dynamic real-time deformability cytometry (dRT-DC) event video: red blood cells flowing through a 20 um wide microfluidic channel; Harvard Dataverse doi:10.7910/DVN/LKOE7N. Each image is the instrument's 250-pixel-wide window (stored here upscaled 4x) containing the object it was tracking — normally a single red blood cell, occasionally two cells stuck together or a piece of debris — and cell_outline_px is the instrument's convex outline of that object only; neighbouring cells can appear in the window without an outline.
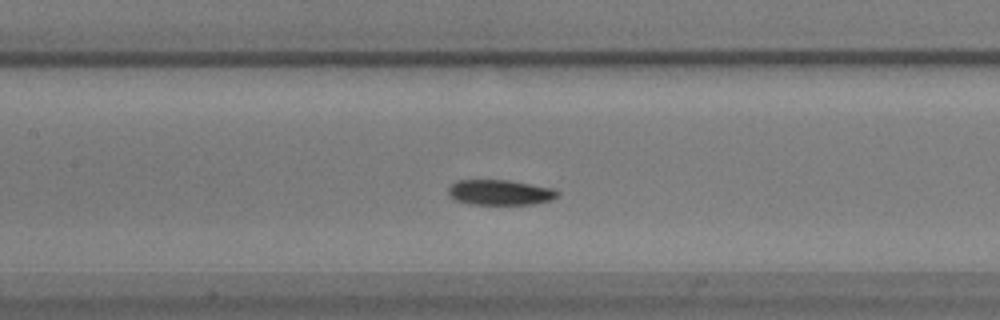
{"species": "common noctule bat (a hibernating species)", "species_latin": "Nyctalus noctula", "temperature_condition": "warm", "stored_images_in_passage": 49, "camera_frame_rate_fps": 3000, "um_per_image_px": 0.085, "animal": {"sex": "male", "body_mass_g": 17.9}, "frame": {"image": 1, "passage_image": 19, "time_ms": 6.0, "image_size_px": [1000, 320], "cell_outline_px": [[560, 196], [552, 200], [532, 204], [468, 204], [456, 200], [448, 192], [448, 184], [456, 180], [508, 180], [552, 188], [560, 192]], "centroid_in_image_um": [42.5, 16.35], "position_along_channel_um": 164.9, "area_um2": 16.18}}
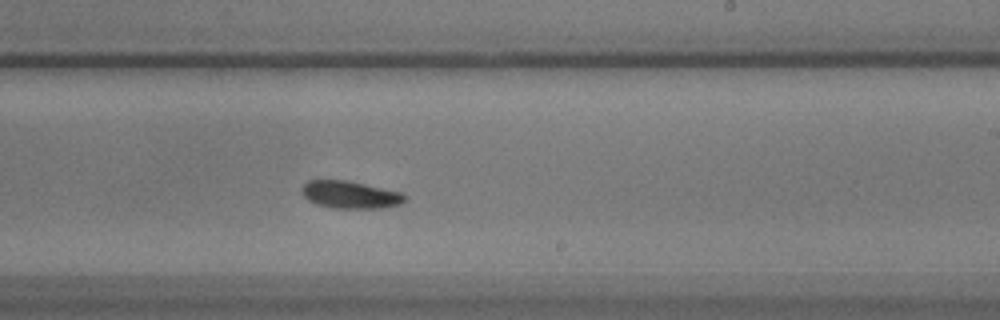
{"frame": {"image": 2, "passage_image": 27, "time_ms": 8.667, "image_size_px": [1000, 320], "cell_outline_px": [[404, 200], [400, 204], [380, 208], [332, 208], [316, 204], [308, 200], [300, 192], [304, 184], [308, 180], [344, 180], [364, 184], [400, 192], [404, 196]], "centroid_in_image_um": [29.7, 16.55], "position_along_channel_um": 259.3, "area_um2": 16.24}}
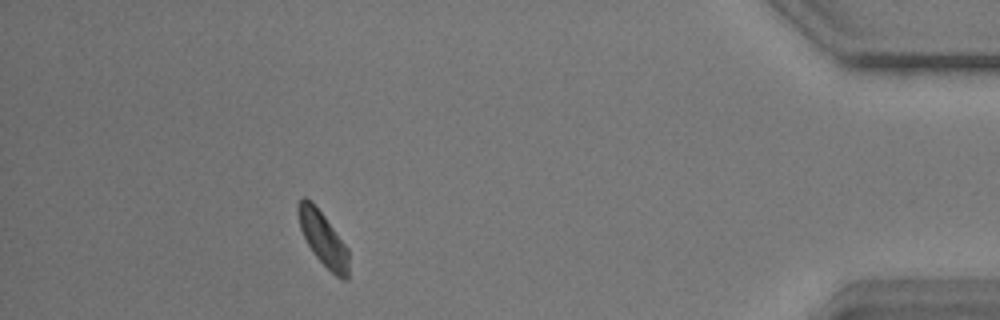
{"frame": {"image": 3, "passage_image": 44, "time_ms": 14.333, "image_size_px": [1000, 320], "cell_outline_px": [[348, 280], [340, 280], [312, 252], [300, 228], [296, 212], [296, 204], [304, 196], [312, 200], [348, 248]], "centroid_in_image_um": [27.44, 20.26], "position_along_channel_um": 407.8, "area_um2": 15.9}, "authors_computed_cell_mechanics": {"area_um2": 16.2418, "velocity_mm_per_s": 3.552, "shape_relaxation_time_tau1_ms": 4.0662, "shape_relaxation_time_tau2_ms": null, "deformation_change_tau1": 0.0947, "deformation_change_tau2": null}}